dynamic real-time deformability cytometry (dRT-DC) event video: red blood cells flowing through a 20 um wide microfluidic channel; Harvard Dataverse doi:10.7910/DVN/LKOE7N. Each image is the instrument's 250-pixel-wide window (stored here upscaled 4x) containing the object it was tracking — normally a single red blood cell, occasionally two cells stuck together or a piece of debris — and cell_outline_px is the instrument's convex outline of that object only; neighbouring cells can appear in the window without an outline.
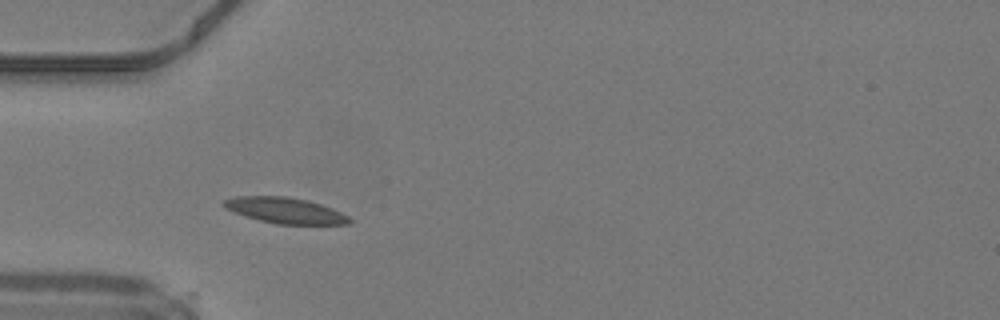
{"species": "common noctule bat (a hibernating species)", "species_latin": "Nyctalus noctula", "temperature_condition": "warm", "stored_images_in_passage": 39, "camera_frame_rate_fps": 3000, "um_per_image_px": 0.085, "animal": {"sex": "male", "body_mass_g": 19.2, "forearm_length_mm": 51.8}, "frame": {"image": 1, "passage_image": 5, "time_ms": 1.333, "image_size_px": [1000, 320], "cell_outline_px": [[352, 224], [276, 224], [244, 216], [224, 208], [220, 204], [224, 200], [236, 196], [288, 196], [308, 200], [332, 208], [348, 216], [352, 220]], "centroid_in_image_um": [24.22, 17.88], "position_along_channel_um": 60.8, "area_um2": 19.02}}
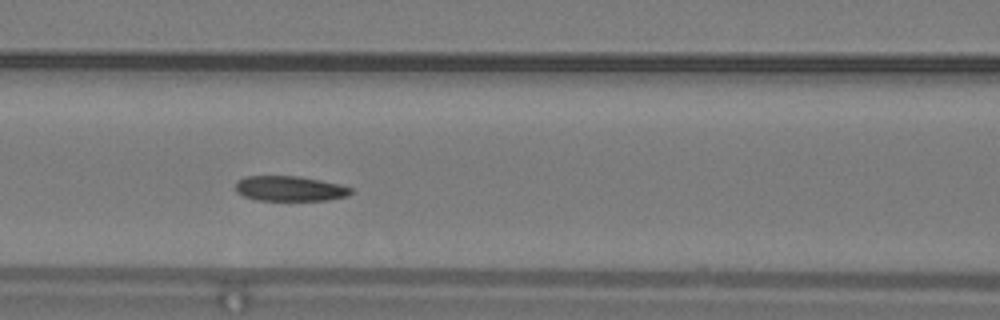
{"frame": {"image": 2, "passage_image": 11, "time_ms": 3.333, "image_size_px": [1000, 320], "cell_outline_px": [[352, 192], [348, 196], [328, 200], [256, 200], [244, 196], [236, 192], [236, 180], [244, 176], [300, 176], [340, 184], [352, 188]], "centroid_in_image_um": [24.62, 16.02], "position_along_channel_um": 142.0, "area_um2": 16.99}}
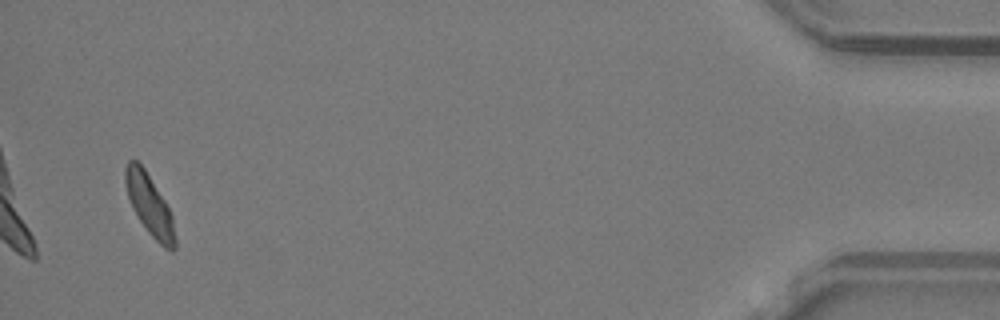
{"frame": {"image": 3, "passage_image": 37, "time_ms": 12.0, "image_size_px": [1000, 320], "cell_outline_px": [[176, 248], [172, 252], [164, 248], [148, 232], [132, 208], [124, 184], [124, 168], [128, 160], [136, 160], [144, 168], [164, 200], [172, 216], [176, 240]], "centroid_in_image_um": [12.7, 17.43], "position_along_channel_um": 422.5, "area_um2": 17.51}, "authors_computed_cell_mechanics": {"area_um2": 17.629, "velocity_mm_per_s": 4.1944, "shape_relaxation_time_tau1_ms": 4.6385, "shape_relaxation_time_tau2_ms": 4.314, "deformation_change_tau1": 0.1315, "deformation_change_tau2": 0.0809}}